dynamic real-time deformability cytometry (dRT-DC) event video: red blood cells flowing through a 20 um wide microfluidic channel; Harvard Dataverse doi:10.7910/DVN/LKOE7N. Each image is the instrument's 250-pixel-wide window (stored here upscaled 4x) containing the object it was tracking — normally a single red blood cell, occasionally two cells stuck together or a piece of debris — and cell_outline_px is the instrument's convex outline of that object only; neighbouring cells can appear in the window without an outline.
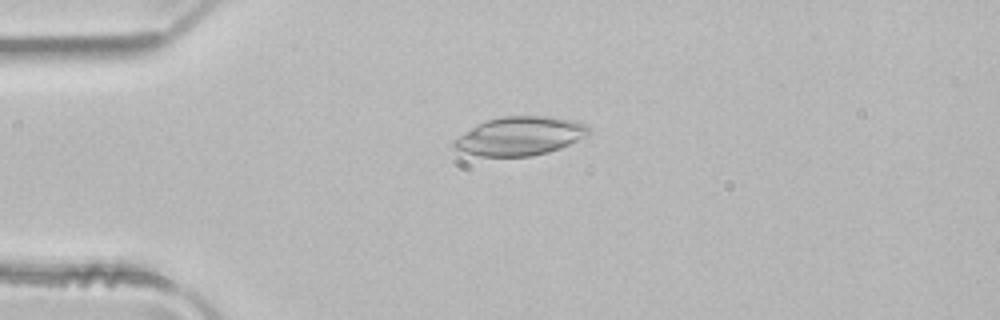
{"species": "common noctule bat (a hibernating species)", "species_latin": "Nyctalus noctula", "temperature_condition": "room temperature", "stored_images_in_passage": 3, "camera_frame_rate_fps": 3000, "um_per_image_px": 0.085, "animal": {"sex": "male", "body_mass_g": 21.5, "forearm_length_mm": 52.0}, "frame": {"image": 1, "passage_image": 2, "time_ms": 0.333, "image_size_px": [1000, 320], "cell_outline_px": [[592, 132], [560, 148], [548, 152], [532, 156], [480, 156], [464, 152], [456, 148], [452, 144], [452, 140], [472, 128], [488, 120], [504, 116], [548, 116], [576, 120], [592, 128]], "centroid_in_image_um": [44.23, 11.56], "position_along_channel_um": 40.8, "area_um2": 30.06}}